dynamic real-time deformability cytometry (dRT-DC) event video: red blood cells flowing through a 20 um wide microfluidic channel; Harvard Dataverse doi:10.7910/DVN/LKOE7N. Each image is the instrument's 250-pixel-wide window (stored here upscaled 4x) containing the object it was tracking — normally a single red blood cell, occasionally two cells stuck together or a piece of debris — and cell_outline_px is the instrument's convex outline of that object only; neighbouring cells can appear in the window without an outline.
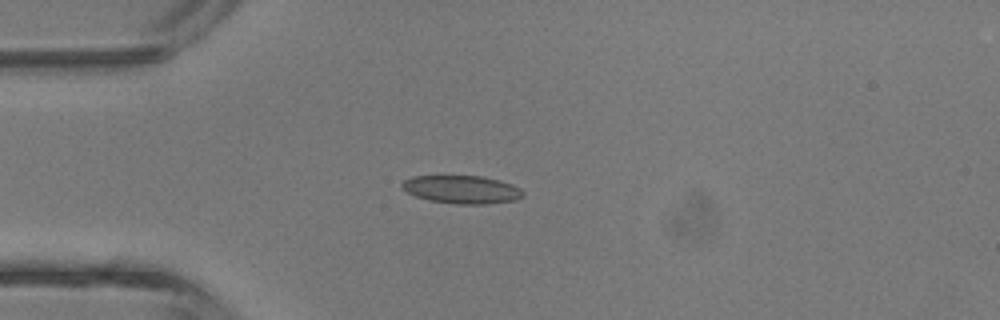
{"species": "common noctule bat (a hibernating species)", "species_latin": "Nyctalus noctula", "temperature_condition": "room temperature", "stored_images_in_passage": 35, "camera_frame_rate_fps": 3000, "um_per_image_px": 0.085, "animal": {"sex": "male", "body_mass_g": 13.3}, "frame": {"image": 1, "passage_image": 6, "time_ms": 1.667, "image_size_px": [1000, 320], "cell_outline_px": [[524, 196], [516, 200], [488, 204], [456, 204], [428, 200], [416, 196], [400, 188], [400, 184], [404, 180], [412, 176], [484, 176], [512, 184], [520, 188], [524, 192]], "centroid_in_image_um": [39.26, 16.11], "position_along_channel_um": 45.7, "area_um2": 19.94}}
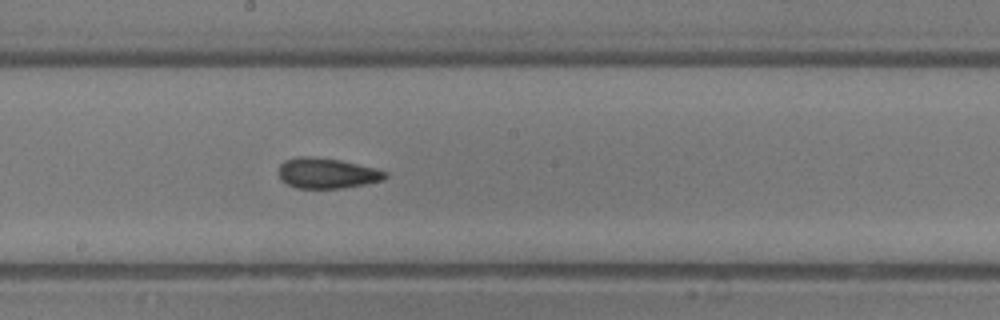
{"frame": {"image": 2, "passage_image": 18, "time_ms": 5.667, "image_size_px": [1000, 320], "cell_outline_px": [[388, 176], [384, 180], [344, 188], [296, 188], [280, 180], [280, 164], [284, 160], [300, 156], [312, 156], [340, 160], [376, 168], [388, 172]], "centroid_in_image_um": [27.81, 14.72], "position_along_channel_um": 220.4, "area_um2": 18.96}}
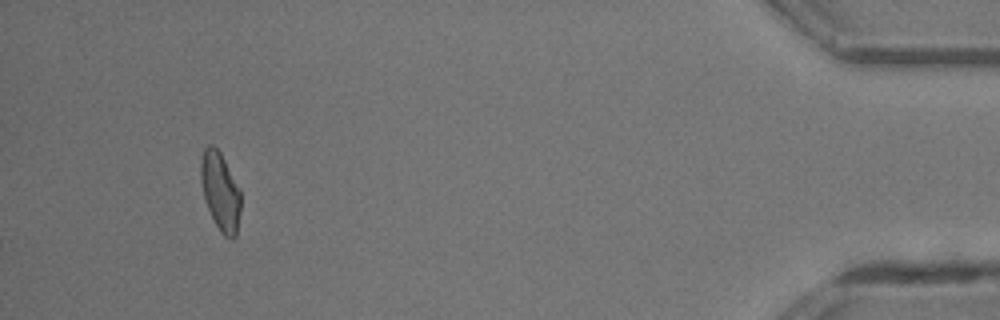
{"frame": {"image": 3, "passage_image": 35, "time_ms": 11.333, "image_size_px": [1000, 320], "cell_outline_px": [[240, 212], [236, 236], [232, 240], [224, 236], [220, 232], [208, 208], [204, 196], [200, 180], [200, 160], [204, 148], [208, 144], [212, 144], [220, 152], [240, 188]], "centroid_in_image_um": [18.72, 16.26], "position_along_channel_um": 416.5, "area_um2": 18.26}, "authors_computed_cell_mechanics": {"area_um2": 18.7272, "velocity_mm_per_s": 4.7713, "shape_relaxation_time_tau1_ms": 3.2263, "shape_relaxation_time_tau2_ms": 1.5064, "deformation_change_tau1": 0.1299, "deformation_change_tau2": 0.0969}}